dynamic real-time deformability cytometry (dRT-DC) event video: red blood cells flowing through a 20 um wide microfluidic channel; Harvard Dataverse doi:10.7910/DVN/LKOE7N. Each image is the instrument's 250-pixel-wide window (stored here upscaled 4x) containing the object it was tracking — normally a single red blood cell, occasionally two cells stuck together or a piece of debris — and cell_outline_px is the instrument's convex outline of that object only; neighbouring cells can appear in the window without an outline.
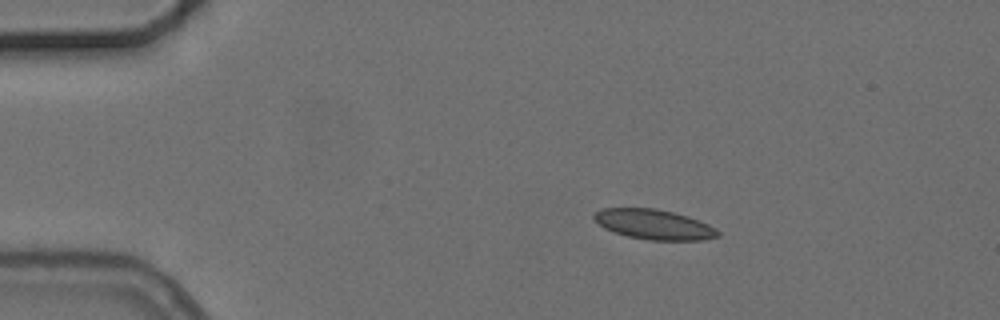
{"species": "common noctule bat (a hibernating species)", "species_latin": "Nyctalus noctula", "temperature_condition": "cold", "stored_images_in_passage": 3, "camera_frame_rate_fps": 3000, "um_per_image_px": 0.085, "animal": {"sex": "female", "body_mass_g": 24.6, "forearm_length_mm": 56.2}, "frame": {"image": 1, "passage_image": 1, "time_ms": 0.0, "image_size_px": [1000, 320], "cell_outline_px": [[720, 236], [704, 240], [648, 240], [628, 236], [604, 228], [592, 216], [596, 212], [604, 208], [656, 208], [688, 216], [708, 224], [716, 228], [720, 232]], "centroid_in_image_um": [55.63, 19.08], "position_along_channel_um": 29.4, "area_um2": 21.5}}
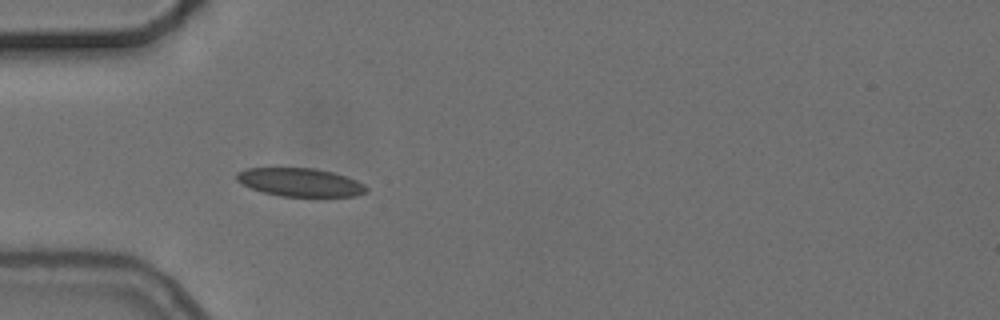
{"frame": {"image": 2, "passage_image": 3, "time_ms": 2.333, "image_size_px": [1000, 320], "cell_outline_px": [[368, 192], [356, 196], [280, 196], [264, 192], [252, 188], [236, 180], [236, 172], [248, 168], [316, 168], [332, 172], [356, 180], [364, 184], [368, 188]], "centroid_in_image_um": [25.53, 15.49], "position_along_channel_um": 59.5, "area_um2": 21.27}}